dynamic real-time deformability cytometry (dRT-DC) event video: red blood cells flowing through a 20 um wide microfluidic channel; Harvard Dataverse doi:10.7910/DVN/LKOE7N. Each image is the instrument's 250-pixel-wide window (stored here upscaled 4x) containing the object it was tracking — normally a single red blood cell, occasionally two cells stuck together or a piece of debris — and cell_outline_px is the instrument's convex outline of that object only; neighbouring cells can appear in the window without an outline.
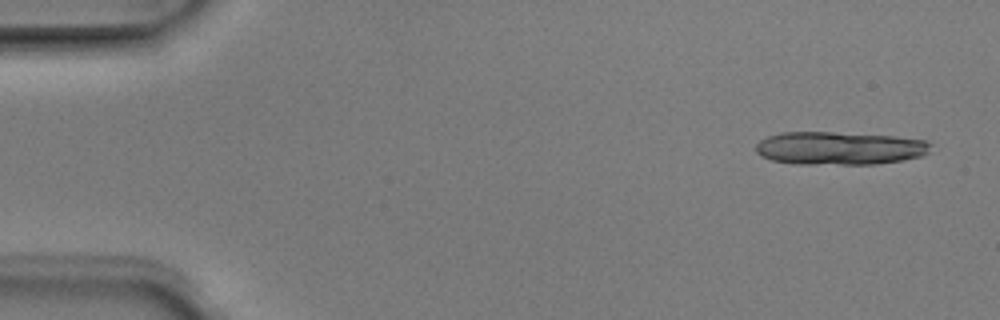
{"species": "Egyptian fruit bat (a non-hibernating species)", "species_latin": "Rousettus aegyptiacus", "temperature_condition": "room temperature", "stored_images_in_passage": 5, "segment_of_instrument_passage": [1, 2], "camera_frame_rate_fps": 3000, "um_per_image_px": 0.085, "animal": {"sex": "male"}, "frame": {"image": 1, "passage_image": 1, "time_ms": 0.0, "image_size_px": [1000, 320], "cell_outline_px": [[932, 144], [928, 152], [920, 156], [904, 160], [876, 164], [796, 164], [772, 160], [760, 156], [756, 152], [756, 144], [760, 140], [768, 136], [780, 132], [832, 132], [892, 136], [924, 140]], "centroid_in_image_um": [71.32, 12.6], "position_along_channel_um": 13.7, "area_um2": 33.76}}